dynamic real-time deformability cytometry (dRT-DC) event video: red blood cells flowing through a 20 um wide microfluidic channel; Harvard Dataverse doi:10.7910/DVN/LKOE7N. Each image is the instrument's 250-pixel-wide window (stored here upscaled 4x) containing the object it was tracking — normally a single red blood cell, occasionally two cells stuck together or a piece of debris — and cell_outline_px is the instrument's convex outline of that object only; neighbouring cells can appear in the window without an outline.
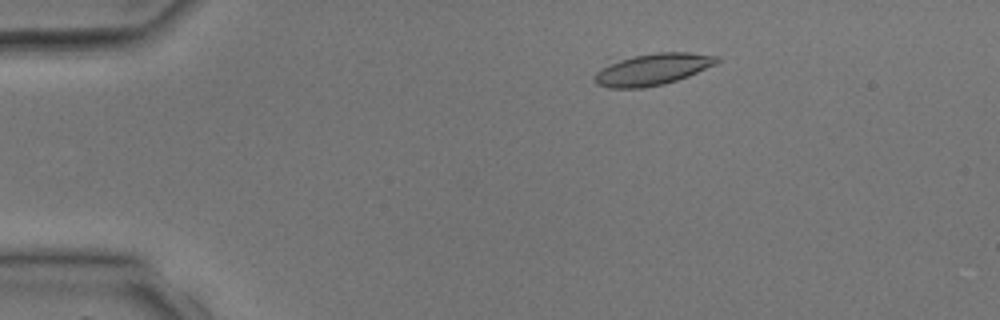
{"species": "common noctule bat (a hibernating species)", "species_latin": "Nyctalus noctula", "temperature_condition": "room temperature", "stored_images_in_passage": 3, "camera_frame_rate_fps": 3000, "um_per_image_px": 0.085, "animal": {"sex": "male", "body_mass_g": 17.9, "forearm_length_mm": 54.2}, "frame": {"image": 1, "passage_image": 2, "time_ms": 1.333, "image_size_px": [1000, 320], "cell_outline_px": [[720, 60], [716, 64], [688, 76], [664, 84], [644, 88], [608, 88], [596, 84], [592, 80], [592, 76], [604, 56], [660, 52], [688, 52], [720, 56]], "centroid_in_image_um": [55.22, 5.84], "position_along_channel_um": 29.8, "area_um2": 24.39}}